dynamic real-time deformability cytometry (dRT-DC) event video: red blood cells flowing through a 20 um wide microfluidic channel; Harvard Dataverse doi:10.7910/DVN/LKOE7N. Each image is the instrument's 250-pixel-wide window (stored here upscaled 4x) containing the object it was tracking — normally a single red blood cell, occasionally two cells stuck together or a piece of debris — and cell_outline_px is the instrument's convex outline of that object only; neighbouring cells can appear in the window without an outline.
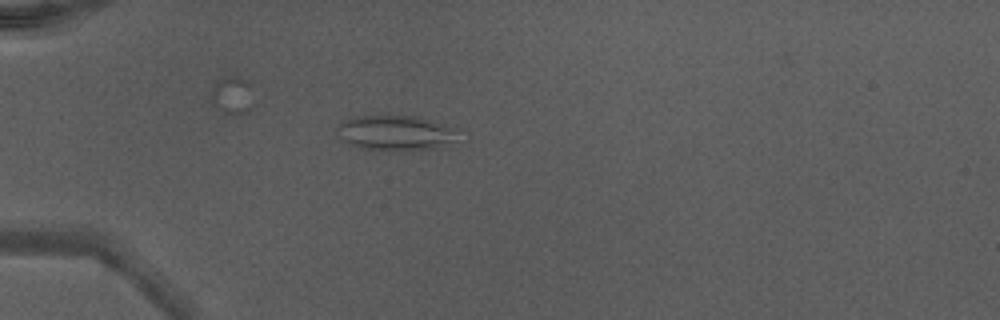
{"species": "Egyptian fruit bat (a non-hibernating species)", "species_latin": "Rousettus aegyptiacus", "temperature_condition": "warm", "stored_images_in_passage": 7, "camera_frame_rate_fps": 3000, "um_per_image_px": 0.085, "animal": {"sex": "male"}, "frame": {"image": 1, "passage_image": 2, "time_ms": 0.333, "image_size_px": [1000, 320], "cell_outline_px": [[456, 140], [432, 148], [360, 148], [344, 144], [336, 128], [344, 120], [356, 116], [416, 116], [456, 128]], "centroid_in_image_um": [33.54, 11.26], "position_along_channel_um": 51.5, "area_um2": 23.76}}